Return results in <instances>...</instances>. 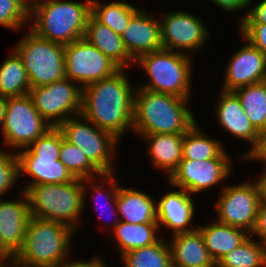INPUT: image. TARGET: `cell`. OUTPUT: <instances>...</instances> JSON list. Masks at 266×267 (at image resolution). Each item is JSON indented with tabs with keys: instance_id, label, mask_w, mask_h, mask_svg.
<instances>
[{
	"instance_id": "obj_7",
	"label": "cell",
	"mask_w": 266,
	"mask_h": 267,
	"mask_svg": "<svg viewBox=\"0 0 266 267\" xmlns=\"http://www.w3.org/2000/svg\"><path fill=\"white\" fill-rule=\"evenodd\" d=\"M60 148L61 131L57 127H52L27 148L16 152L19 180L22 181L23 186L20 187L22 191L30 185L63 184L75 179L59 160ZM26 177L29 179L25 180ZM22 178H24L25 183H23Z\"/></svg>"
},
{
	"instance_id": "obj_26",
	"label": "cell",
	"mask_w": 266,
	"mask_h": 267,
	"mask_svg": "<svg viewBox=\"0 0 266 267\" xmlns=\"http://www.w3.org/2000/svg\"><path fill=\"white\" fill-rule=\"evenodd\" d=\"M197 229L215 263L249 237V233L244 229L220 223L214 219V216L207 224L198 225Z\"/></svg>"
},
{
	"instance_id": "obj_27",
	"label": "cell",
	"mask_w": 266,
	"mask_h": 267,
	"mask_svg": "<svg viewBox=\"0 0 266 267\" xmlns=\"http://www.w3.org/2000/svg\"><path fill=\"white\" fill-rule=\"evenodd\" d=\"M198 121L184 134L183 159L198 160L207 159H234L224 147L222 139L209 135Z\"/></svg>"
},
{
	"instance_id": "obj_19",
	"label": "cell",
	"mask_w": 266,
	"mask_h": 267,
	"mask_svg": "<svg viewBox=\"0 0 266 267\" xmlns=\"http://www.w3.org/2000/svg\"><path fill=\"white\" fill-rule=\"evenodd\" d=\"M116 174V172L101 174L100 176L95 178L82 179L83 210H86V202L89 201L90 204L91 201L92 207L95 208L94 210H97L98 212L96 216H98L101 221V223H99L101 225H99L98 227H100V231H104L105 234L103 235H106V233L109 235L115 229L116 225L120 222L117 208V194L121 182L117 181L119 178ZM105 217L111 218L106 219ZM101 227L103 228V230Z\"/></svg>"
},
{
	"instance_id": "obj_31",
	"label": "cell",
	"mask_w": 266,
	"mask_h": 267,
	"mask_svg": "<svg viewBox=\"0 0 266 267\" xmlns=\"http://www.w3.org/2000/svg\"><path fill=\"white\" fill-rule=\"evenodd\" d=\"M119 259L124 267H172L170 248L165 236L152 245L130 250Z\"/></svg>"
},
{
	"instance_id": "obj_17",
	"label": "cell",
	"mask_w": 266,
	"mask_h": 267,
	"mask_svg": "<svg viewBox=\"0 0 266 267\" xmlns=\"http://www.w3.org/2000/svg\"><path fill=\"white\" fill-rule=\"evenodd\" d=\"M219 94L215 98L216 101L212 108L218 128L224 133L230 134V137L237 138L245 144H249L247 151L241 153L239 160L242 161L250 154L259 142V132L253 127L250 120L247 118L245 111L233 91H224L219 89Z\"/></svg>"
},
{
	"instance_id": "obj_29",
	"label": "cell",
	"mask_w": 266,
	"mask_h": 267,
	"mask_svg": "<svg viewBox=\"0 0 266 267\" xmlns=\"http://www.w3.org/2000/svg\"><path fill=\"white\" fill-rule=\"evenodd\" d=\"M142 7L128 1L92 0L91 14L111 30L121 35L128 25L130 18Z\"/></svg>"
},
{
	"instance_id": "obj_6",
	"label": "cell",
	"mask_w": 266,
	"mask_h": 267,
	"mask_svg": "<svg viewBox=\"0 0 266 267\" xmlns=\"http://www.w3.org/2000/svg\"><path fill=\"white\" fill-rule=\"evenodd\" d=\"M194 61L190 55L166 49L144 54L135 61L134 67L141 68L148 80L136 87L193 99Z\"/></svg>"
},
{
	"instance_id": "obj_37",
	"label": "cell",
	"mask_w": 266,
	"mask_h": 267,
	"mask_svg": "<svg viewBox=\"0 0 266 267\" xmlns=\"http://www.w3.org/2000/svg\"><path fill=\"white\" fill-rule=\"evenodd\" d=\"M238 33L266 56V24L239 23Z\"/></svg>"
},
{
	"instance_id": "obj_21",
	"label": "cell",
	"mask_w": 266,
	"mask_h": 267,
	"mask_svg": "<svg viewBox=\"0 0 266 267\" xmlns=\"http://www.w3.org/2000/svg\"><path fill=\"white\" fill-rule=\"evenodd\" d=\"M17 190L16 199H0V239L15 256L24 244L31 218L27 196L20 188Z\"/></svg>"
},
{
	"instance_id": "obj_4",
	"label": "cell",
	"mask_w": 266,
	"mask_h": 267,
	"mask_svg": "<svg viewBox=\"0 0 266 267\" xmlns=\"http://www.w3.org/2000/svg\"><path fill=\"white\" fill-rule=\"evenodd\" d=\"M92 0H44L29 11L28 28L51 42L70 44L84 37Z\"/></svg>"
},
{
	"instance_id": "obj_45",
	"label": "cell",
	"mask_w": 266,
	"mask_h": 267,
	"mask_svg": "<svg viewBox=\"0 0 266 267\" xmlns=\"http://www.w3.org/2000/svg\"><path fill=\"white\" fill-rule=\"evenodd\" d=\"M7 100H8L7 97L0 95V130H1L2 125L4 123Z\"/></svg>"
},
{
	"instance_id": "obj_8",
	"label": "cell",
	"mask_w": 266,
	"mask_h": 267,
	"mask_svg": "<svg viewBox=\"0 0 266 267\" xmlns=\"http://www.w3.org/2000/svg\"><path fill=\"white\" fill-rule=\"evenodd\" d=\"M13 46L26 69L30 88L66 78L64 45L39 37L29 28Z\"/></svg>"
},
{
	"instance_id": "obj_41",
	"label": "cell",
	"mask_w": 266,
	"mask_h": 267,
	"mask_svg": "<svg viewBox=\"0 0 266 267\" xmlns=\"http://www.w3.org/2000/svg\"><path fill=\"white\" fill-rule=\"evenodd\" d=\"M243 163H266V127L259 133V142L254 150L242 159Z\"/></svg>"
},
{
	"instance_id": "obj_42",
	"label": "cell",
	"mask_w": 266,
	"mask_h": 267,
	"mask_svg": "<svg viewBox=\"0 0 266 267\" xmlns=\"http://www.w3.org/2000/svg\"><path fill=\"white\" fill-rule=\"evenodd\" d=\"M68 267H109V266H108V264H106L105 259H103V257L95 254L94 256L89 258L88 260L85 259L84 261H83V259L78 260L76 258L74 263Z\"/></svg>"
},
{
	"instance_id": "obj_15",
	"label": "cell",
	"mask_w": 266,
	"mask_h": 267,
	"mask_svg": "<svg viewBox=\"0 0 266 267\" xmlns=\"http://www.w3.org/2000/svg\"><path fill=\"white\" fill-rule=\"evenodd\" d=\"M65 76L81 88L112 76L120 68L82 37L64 45Z\"/></svg>"
},
{
	"instance_id": "obj_38",
	"label": "cell",
	"mask_w": 266,
	"mask_h": 267,
	"mask_svg": "<svg viewBox=\"0 0 266 267\" xmlns=\"http://www.w3.org/2000/svg\"><path fill=\"white\" fill-rule=\"evenodd\" d=\"M220 10L225 11L230 14L241 13V15H236V24L238 25L247 15L249 10L250 0H209ZM242 11V12H241Z\"/></svg>"
},
{
	"instance_id": "obj_2",
	"label": "cell",
	"mask_w": 266,
	"mask_h": 267,
	"mask_svg": "<svg viewBox=\"0 0 266 267\" xmlns=\"http://www.w3.org/2000/svg\"><path fill=\"white\" fill-rule=\"evenodd\" d=\"M191 100L137 87L133 134H185L198 121Z\"/></svg>"
},
{
	"instance_id": "obj_11",
	"label": "cell",
	"mask_w": 266,
	"mask_h": 267,
	"mask_svg": "<svg viewBox=\"0 0 266 267\" xmlns=\"http://www.w3.org/2000/svg\"><path fill=\"white\" fill-rule=\"evenodd\" d=\"M165 12L158 13L163 49L181 52L195 58L204 47L205 49L208 47L212 36L211 30L197 13L178 8Z\"/></svg>"
},
{
	"instance_id": "obj_1",
	"label": "cell",
	"mask_w": 266,
	"mask_h": 267,
	"mask_svg": "<svg viewBox=\"0 0 266 267\" xmlns=\"http://www.w3.org/2000/svg\"><path fill=\"white\" fill-rule=\"evenodd\" d=\"M128 70L131 71L119 69L112 76L82 88L81 115L121 142L126 133L133 134L137 87L133 84L134 80H130Z\"/></svg>"
},
{
	"instance_id": "obj_28",
	"label": "cell",
	"mask_w": 266,
	"mask_h": 267,
	"mask_svg": "<svg viewBox=\"0 0 266 267\" xmlns=\"http://www.w3.org/2000/svg\"><path fill=\"white\" fill-rule=\"evenodd\" d=\"M160 232L158 223L132 224L120 221L106 237L109 236L110 243H114V249L121 257L130 250L156 243L163 236Z\"/></svg>"
},
{
	"instance_id": "obj_16",
	"label": "cell",
	"mask_w": 266,
	"mask_h": 267,
	"mask_svg": "<svg viewBox=\"0 0 266 267\" xmlns=\"http://www.w3.org/2000/svg\"><path fill=\"white\" fill-rule=\"evenodd\" d=\"M167 187L171 188L162 197L156 200V216L160 233L169 234L170 236L191 232L198 228V222L194 217L197 215V210L201 211L196 204L195 196L189 194L182 188L172 186L167 180H165ZM197 222V223H196ZM195 223V224H194ZM163 228V229H162ZM168 229V230H167ZM168 231L170 233H168Z\"/></svg>"
},
{
	"instance_id": "obj_10",
	"label": "cell",
	"mask_w": 266,
	"mask_h": 267,
	"mask_svg": "<svg viewBox=\"0 0 266 267\" xmlns=\"http://www.w3.org/2000/svg\"><path fill=\"white\" fill-rule=\"evenodd\" d=\"M50 128L52 127L36 110L28 94L9 97L0 130L3 139V148L0 147V150L17 152L27 148Z\"/></svg>"
},
{
	"instance_id": "obj_12",
	"label": "cell",
	"mask_w": 266,
	"mask_h": 267,
	"mask_svg": "<svg viewBox=\"0 0 266 267\" xmlns=\"http://www.w3.org/2000/svg\"><path fill=\"white\" fill-rule=\"evenodd\" d=\"M245 179L234 184L229 182L218 192L215 197L217 199L214 200V219L250 233L257 216L260 196L258 186L252 177Z\"/></svg>"
},
{
	"instance_id": "obj_24",
	"label": "cell",
	"mask_w": 266,
	"mask_h": 267,
	"mask_svg": "<svg viewBox=\"0 0 266 267\" xmlns=\"http://www.w3.org/2000/svg\"><path fill=\"white\" fill-rule=\"evenodd\" d=\"M145 190L125 187L120 184L117 194V208L120 221L139 223H158L156 216V196Z\"/></svg>"
},
{
	"instance_id": "obj_36",
	"label": "cell",
	"mask_w": 266,
	"mask_h": 267,
	"mask_svg": "<svg viewBox=\"0 0 266 267\" xmlns=\"http://www.w3.org/2000/svg\"><path fill=\"white\" fill-rule=\"evenodd\" d=\"M17 182L20 183L17 153L0 150V199L19 187Z\"/></svg>"
},
{
	"instance_id": "obj_34",
	"label": "cell",
	"mask_w": 266,
	"mask_h": 267,
	"mask_svg": "<svg viewBox=\"0 0 266 267\" xmlns=\"http://www.w3.org/2000/svg\"><path fill=\"white\" fill-rule=\"evenodd\" d=\"M59 160L75 178L87 179L101 175V173L89 162L80 148L65 140L62 133Z\"/></svg>"
},
{
	"instance_id": "obj_5",
	"label": "cell",
	"mask_w": 266,
	"mask_h": 267,
	"mask_svg": "<svg viewBox=\"0 0 266 267\" xmlns=\"http://www.w3.org/2000/svg\"><path fill=\"white\" fill-rule=\"evenodd\" d=\"M24 192L31 217L57 221L76 233L85 226L82 179L75 178L63 184L30 185Z\"/></svg>"
},
{
	"instance_id": "obj_22",
	"label": "cell",
	"mask_w": 266,
	"mask_h": 267,
	"mask_svg": "<svg viewBox=\"0 0 266 267\" xmlns=\"http://www.w3.org/2000/svg\"><path fill=\"white\" fill-rule=\"evenodd\" d=\"M146 145L152 169L164 172L167 180L183 159L184 134H133Z\"/></svg>"
},
{
	"instance_id": "obj_44",
	"label": "cell",
	"mask_w": 266,
	"mask_h": 267,
	"mask_svg": "<svg viewBox=\"0 0 266 267\" xmlns=\"http://www.w3.org/2000/svg\"><path fill=\"white\" fill-rule=\"evenodd\" d=\"M14 265L15 255L0 239V267H13Z\"/></svg>"
},
{
	"instance_id": "obj_39",
	"label": "cell",
	"mask_w": 266,
	"mask_h": 267,
	"mask_svg": "<svg viewBox=\"0 0 266 267\" xmlns=\"http://www.w3.org/2000/svg\"><path fill=\"white\" fill-rule=\"evenodd\" d=\"M249 237L258 239L261 243H266V202L259 203L255 223Z\"/></svg>"
},
{
	"instance_id": "obj_18",
	"label": "cell",
	"mask_w": 266,
	"mask_h": 267,
	"mask_svg": "<svg viewBox=\"0 0 266 267\" xmlns=\"http://www.w3.org/2000/svg\"><path fill=\"white\" fill-rule=\"evenodd\" d=\"M239 35L244 43L230 54L225 64L220 87L224 91H234L266 78V56L240 33Z\"/></svg>"
},
{
	"instance_id": "obj_40",
	"label": "cell",
	"mask_w": 266,
	"mask_h": 267,
	"mask_svg": "<svg viewBox=\"0 0 266 267\" xmlns=\"http://www.w3.org/2000/svg\"><path fill=\"white\" fill-rule=\"evenodd\" d=\"M240 23L266 24V0H250L248 13Z\"/></svg>"
},
{
	"instance_id": "obj_43",
	"label": "cell",
	"mask_w": 266,
	"mask_h": 267,
	"mask_svg": "<svg viewBox=\"0 0 266 267\" xmlns=\"http://www.w3.org/2000/svg\"><path fill=\"white\" fill-rule=\"evenodd\" d=\"M261 164L262 168V173L260 172V174L258 175L257 173V177L254 178V176L252 177V179L256 182L258 189H259V196H260V202H266V163H258ZM264 165V166H263Z\"/></svg>"
},
{
	"instance_id": "obj_46",
	"label": "cell",
	"mask_w": 266,
	"mask_h": 267,
	"mask_svg": "<svg viewBox=\"0 0 266 267\" xmlns=\"http://www.w3.org/2000/svg\"><path fill=\"white\" fill-rule=\"evenodd\" d=\"M23 6L30 11L34 6L40 4L44 0H19Z\"/></svg>"
},
{
	"instance_id": "obj_14",
	"label": "cell",
	"mask_w": 266,
	"mask_h": 267,
	"mask_svg": "<svg viewBox=\"0 0 266 267\" xmlns=\"http://www.w3.org/2000/svg\"><path fill=\"white\" fill-rule=\"evenodd\" d=\"M28 95L51 127H58L68 118L81 114L82 88L70 79L30 88Z\"/></svg>"
},
{
	"instance_id": "obj_23",
	"label": "cell",
	"mask_w": 266,
	"mask_h": 267,
	"mask_svg": "<svg viewBox=\"0 0 266 267\" xmlns=\"http://www.w3.org/2000/svg\"><path fill=\"white\" fill-rule=\"evenodd\" d=\"M166 237L172 267H216L198 229Z\"/></svg>"
},
{
	"instance_id": "obj_9",
	"label": "cell",
	"mask_w": 266,
	"mask_h": 267,
	"mask_svg": "<svg viewBox=\"0 0 266 267\" xmlns=\"http://www.w3.org/2000/svg\"><path fill=\"white\" fill-rule=\"evenodd\" d=\"M57 128L65 140L80 148L101 174L118 173L116 161L122 143L111 133L101 130L81 114L68 118Z\"/></svg>"
},
{
	"instance_id": "obj_33",
	"label": "cell",
	"mask_w": 266,
	"mask_h": 267,
	"mask_svg": "<svg viewBox=\"0 0 266 267\" xmlns=\"http://www.w3.org/2000/svg\"><path fill=\"white\" fill-rule=\"evenodd\" d=\"M216 267H266L265 244L248 237L240 246L224 255Z\"/></svg>"
},
{
	"instance_id": "obj_30",
	"label": "cell",
	"mask_w": 266,
	"mask_h": 267,
	"mask_svg": "<svg viewBox=\"0 0 266 267\" xmlns=\"http://www.w3.org/2000/svg\"><path fill=\"white\" fill-rule=\"evenodd\" d=\"M0 64V95L20 97L27 95L30 83L19 56L12 50Z\"/></svg>"
},
{
	"instance_id": "obj_13",
	"label": "cell",
	"mask_w": 266,
	"mask_h": 267,
	"mask_svg": "<svg viewBox=\"0 0 266 267\" xmlns=\"http://www.w3.org/2000/svg\"><path fill=\"white\" fill-rule=\"evenodd\" d=\"M234 162V159L181 160L167 182L195 197L217 190L216 187L220 192L236 172Z\"/></svg>"
},
{
	"instance_id": "obj_35",
	"label": "cell",
	"mask_w": 266,
	"mask_h": 267,
	"mask_svg": "<svg viewBox=\"0 0 266 267\" xmlns=\"http://www.w3.org/2000/svg\"><path fill=\"white\" fill-rule=\"evenodd\" d=\"M29 25V11L19 0H0V26L23 32ZM25 27V28H24Z\"/></svg>"
},
{
	"instance_id": "obj_20",
	"label": "cell",
	"mask_w": 266,
	"mask_h": 267,
	"mask_svg": "<svg viewBox=\"0 0 266 267\" xmlns=\"http://www.w3.org/2000/svg\"><path fill=\"white\" fill-rule=\"evenodd\" d=\"M156 15L141 7L121 34L124 46L134 61L144 54L163 49L160 21Z\"/></svg>"
},
{
	"instance_id": "obj_3",
	"label": "cell",
	"mask_w": 266,
	"mask_h": 267,
	"mask_svg": "<svg viewBox=\"0 0 266 267\" xmlns=\"http://www.w3.org/2000/svg\"><path fill=\"white\" fill-rule=\"evenodd\" d=\"M77 233L57 221L30 218L15 264L24 267H68L75 261L71 252ZM71 255V256H70ZM72 258V259H71Z\"/></svg>"
},
{
	"instance_id": "obj_32",
	"label": "cell",
	"mask_w": 266,
	"mask_h": 267,
	"mask_svg": "<svg viewBox=\"0 0 266 267\" xmlns=\"http://www.w3.org/2000/svg\"><path fill=\"white\" fill-rule=\"evenodd\" d=\"M253 127L260 133L266 127V84L264 81L233 91Z\"/></svg>"
},
{
	"instance_id": "obj_25",
	"label": "cell",
	"mask_w": 266,
	"mask_h": 267,
	"mask_svg": "<svg viewBox=\"0 0 266 267\" xmlns=\"http://www.w3.org/2000/svg\"><path fill=\"white\" fill-rule=\"evenodd\" d=\"M84 37L120 69L134 68L135 61L128 54L121 35L99 22L92 14L88 18Z\"/></svg>"
},
{
	"instance_id": "obj_47",
	"label": "cell",
	"mask_w": 266,
	"mask_h": 267,
	"mask_svg": "<svg viewBox=\"0 0 266 267\" xmlns=\"http://www.w3.org/2000/svg\"><path fill=\"white\" fill-rule=\"evenodd\" d=\"M13 267H24V266H21V265L15 264Z\"/></svg>"
}]
</instances>
